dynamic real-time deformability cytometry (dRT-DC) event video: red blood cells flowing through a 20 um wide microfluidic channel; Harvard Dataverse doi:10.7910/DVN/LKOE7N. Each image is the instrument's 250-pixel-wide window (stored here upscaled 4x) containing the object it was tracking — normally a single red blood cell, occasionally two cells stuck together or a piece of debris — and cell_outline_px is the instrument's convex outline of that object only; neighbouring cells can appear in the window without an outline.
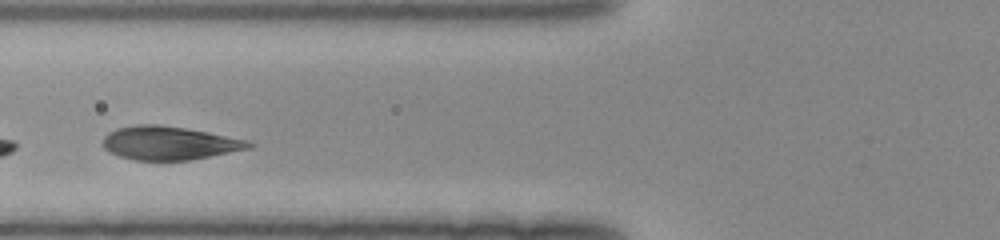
{"species": "human", "species_latin": "Homo sapiens", "temperature_condition": "room temperature", "stored_images_in_passage": 12, "segment_of_instrument_passage": [2, 2], "camera_frame_rate_fps": 3000, "um_per_image_px": 0.085, "donor": {"sex": "female"}, "frame": {"image": 1, "passage_image": 9, "time_ms": 2.667, "image_size_px": [1000, 240], "cell_outline_px": [[256, 144], [252, 148], [188, 160], [132, 160], [108, 152], [104, 148], [104, 136], [108, 132], [116, 128], [136, 124], [160, 124], [208, 132], [252, 140]], "centroid_in_image_um": [14.42, 12.15], "position_along_channel_um": 111.4, "area_um2": 28.73}}